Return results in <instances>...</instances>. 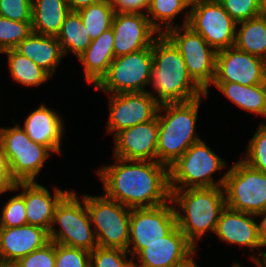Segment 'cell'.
Listing matches in <instances>:
<instances>
[{"label":"cell","instance_id":"6da1fadb","mask_svg":"<svg viewBox=\"0 0 266 267\" xmlns=\"http://www.w3.org/2000/svg\"><path fill=\"white\" fill-rule=\"evenodd\" d=\"M114 160V164L97 170L108 198L131 209L170 201L169 167L157 161Z\"/></svg>","mask_w":266,"mask_h":267},{"label":"cell","instance_id":"7a4b0ae2","mask_svg":"<svg viewBox=\"0 0 266 267\" xmlns=\"http://www.w3.org/2000/svg\"><path fill=\"white\" fill-rule=\"evenodd\" d=\"M153 67L149 84L155 92H148L161 104L189 102L205 92L189 76L184 58L175 45L160 34L152 44ZM153 93H157L155 96Z\"/></svg>","mask_w":266,"mask_h":267},{"label":"cell","instance_id":"3957f363","mask_svg":"<svg viewBox=\"0 0 266 267\" xmlns=\"http://www.w3.org/2000/svg\"><path fill=\"white\" fill-rule=\"evenodd\" d=\"M170 201L177 226L195 248L205 233H215L220 215L226 208L223 187L171 189Z\"/></svg>","mask_w":266,"mask_h":267},{"label":"cell","instance_id":"277c9868","mask_svg":"<svg viewBox=\"0 0 266 267\" xmlns=\"http://www.w3.org/2000/svg\"><path fill=\"white\" fill-rule=\"evenodd\" d=\"M201 98L159 106L158 163L170 167L191 145L201 140L195 132ZM161 111H164V114Z\"/></svg>","mask_w":266,"mask_h":267},{"label":"cell","instance_id":"5b68a950","mask_svg":"<svg viewBox=\"0 0 266 267\" xmlns=\"http://www.w3.org/2000/svg\"><path fill=\"white\" fill-rule=\"evenodd\" d=\"M225 163L201 139L169 167L170 189L223 187L227 172L218 181L212 174L225 168Z\"/></svg>","mask_w":266,"mask_h":267},{"label":"cell","instance_id":"8992f818","mask_svg":"<svg viewBox=\"0 0 266 267\" xmlns=\"http://www.w3.org/2000/svg\"><path fill=\"white\" fill-rule=\"evenodd\" d=\"M76 192L70 191L56 206L53 222L48 232L49 240L64 246L80 248L92 252L98 243L86 208ZM81 202V203H80ZM59 226L55 230L54 225Z\"/></svg>","mask_w":266,"mask_h":267},{"label":"cell","instance_id":"52a82bcc","mask_svg":"<svg viewBox=\"0 0 266 267\" xmlns=\"http://www.w3.org/2000/svg\"><path fill=\"white\" fill-rule=\"evenodd\" d=\"M98 247L127 250L130 235L131 208L106 195L83 194Z\"/></svg>","mask_w":266,"mask_h":267},{"label":"cell","instance_id":"ba28073f","mask_svg":"<svg viewBox=\"0 0 266 267\" xmlns=\"http://www.w3.org/2000/svg\"><path fill=\"white\" fill-rule=\"evenodd\" d=\"M223 188L226 206L232 210L255 215L266 209V173L242 159L227 171Z\"/></svg>","mask_w":266,"mask_h":267},{"label":"cell","instance_id":"9c48e42d","mask_svg":"<svg viewBox=\"0 0 266 267\" xmlns=\"http://www.w3.org/2000/svg\"><path fill=\"white\" fill-rule=\"evenodd\" d=\"M0 143L17 182L36 181L44 162L53 153L47 146L33 142L17 123L11 128L0 127Z\"/></svg>","mask_w":266,"mask_h":267},{"label":"cell","instance_id":"30bf717a","mask_svg":"<svg viewBox=\"0 0 266 267\" xmlns=\"http://www.w3.org/2000/svg\"><path fill=\"white\" fill-rule=\"evenodd\" d=\"M164 35L184 58L189 76L208 95L215 76L217 51L187 25L171 28Z\"/></svg>","mask_w":266,"mask_h":267},{"label":"cell","instance_id":"8fae6325","mask_svg":"<svg viewBox=\"0 0 266 267\" xmlns=\"http://www.w3.org/2000/svg\"><path fill=\"white\" fill-rule=\"evenodd\" d=\"M153 67L152 46L116 57L107 73L94 86L106 94L146 92Z\"/></svg>","mask_w":266,"mask_h":267},{"label":"cell","instance_id":"7c38bea8","mask_svg":"<svg viewBox=\"0 0 266 267\" xmlns=\"http://www.w3.org/2000/svg\"><path fill=\"white\" fill-rule=\"evenodd\" d=\"M189 8L182 26L200 34L216 51L234 46L237 23L218 0L197 2Z\"/></svg>","mask_w":266,"mask_h":267},{"label":"cell","instance_id":"4fadbf2b","mask_svg":"<svg viewBox=\"0 0 266 267\" xmlns=\"http://www.w3.org/2000/svg\"><path fill=\"white\" fill-rule=\"evenodd\" d=\"M176 225L171 201L154 207L132 208L127 249L130 257L135 258L146 244L162 240Z\"/></svg>","mask_w":266,"mask_h":267},{"label":"cell","instance_id":"5bb4252c","mask_svg":"<svg viewBox=\"0 0 266 267\" xmlns=\"http://www.w3.org/2000/svg\"><path fill=\"white\" fill-rule=\"evenodd\" d=\"M212 83L251 86L266 83V60L235 46L217 51Z\"/></svg>","mask_w":266,"mask_h":267},{"label":"cell","instance_id":"9a60e30c","mask_svg":"<svg viewBox=\"0 0 266 267\" xmlns=\"http://www.w3.org/2000/svg\"><path fill=\"white\" fill-rule=\"evenodd\" d=\"M107 132L114 136L121 130L153 120L160 104L148 92L117 93L109 95Z\"/></svg>","mask_w":266,"mask_h":267},{"label":"cell","instance_id":"2e32d148","mask_svg":"<svg viewBox=\"0 0 266 267\" xmlns=\"http://www.w3.org/2000/svg\"><path fill=\"white\" fill-rule=\"evenodd\" d=\"M112 30L115 58L151 47L160 33L146 14L115 13Z\"/></svg>","mask_w":266,"mask_h":267},{"label":"cell","instance_id":"e0dca14e","mask_svg":"<svg viewBox=\"0 0 266 267\" xmlns=\"http://www.w3.org/2000/svg\"><path fill=\"white\" fill-rule=\"evenodd\" d=\"M195 252L196 248L176 225L162 240L146 244L135 257L144 267H180Z\"/></svg>","mask_w":266,"mask_h":267},{"label":"cell","instance_id":"ac0fdd59","mask_svg":"<svg viewBox=\"0 0 266 267\" xmlns=\"http://www.w3.org/2000/svg\"><path fill=\"white\" fill-rule=\"evenodd\" d=\"M158 117L121 130L114 136V154L125 160L157 161Z\"/></svg>","mask_w":266,"mask_h":267},{"label":"cell","instance_id":"d6986e66","mask_svg":"<svg viewBox=\"0 0 266 267\" xmlns=\"http://www.w3.org/2000/svg\"><path fill=\"white\" fill-rule=\"evenodd\" d=\"M21 188V195L24 197L27 224L38 226L49 232L56 206L70 192L64 191L55 186L54 194L51 196L49 190L33 182H17L14 191Z\"/></svg>","mask_w":266,"mask_h":267},{"label":"cell","instance_id":"ffe728a7","mask_svg":"<svg viewBox=\"0 0 266 267\" xmlns=\"http://www.w3.org/2000/svg\"><path fill=\"white\" fill-rule=\"evenodd\" d=\"M49 241L48 232L38 226L0 227V258L8 265H14Z\"/></svg>","mask_w":266,"mask_h":267},{"label":"cell","instance_id":"44dd1931","mask_svg":"<svg viewBox=\"0 0 266 267\" xmlns=\"http://www.w3.org/2000/svg\"><path fill=\"white\" fill-rule=\"evenodd\" d=\"M254 214L235 211L226 206L217 223L215 236L230 245L247 247L248 250L263 248Z\"/></svg>","mask_w":266,"mask_h":267},{"label":"cell","instance_id":"7402d4cb","mask_svg":"<svg viewBox=\"0 0 266 267\" xmlns=\"http://www.w3.org/2000/svg\"><path fill=\"white\" fill-rule=\"evenodd\" d=\"M63 124L57 111L41 104L28 114L22 128L33 142L47 146L53 153L60 154L65 130Z\"/></svg>","mask_w":266,"mask_h":267},{"label":"cell","instance_id":"603a6c76","mask_svg":"<svg viewBox=\"0 0 266 267\" xmlns=\"http://www.w3.org/2000/svg\"><path fill=\"white\" fill-rule=\"evenodd\" d=\"M78 59L84 67L82 76L88 83L95 86L107 73L110 64L115 59L112 28L93 39Z\"/></svg>","mask_w":266,"mask_h":267},{"label":"cell","instance_id":"cb8c5ba5","mask_svg":"<svg viewBox=\"0 0 266 267\" xmlns=\"http://www.w3.org/2000/svg\"><path fill=\"white\" fill-rule=\"evenodd\" d=\"M15 50L28 57L51 77L65 56L62 45L54 36L31 33Z\"/></svg>","mask_w":266,"mask_h":267},{"label":"cell","instance_id":"d4e9b609","mask_svg":"<svg viewBox=\"0 0 266 267\" xmlns=\"http://www.w3.org/2000/svg\"><path fill=\"white\" fill-rule=\"evenodd\" d=\"M70 11L66 0H32V31L56 37Z\"/></svg>","mask_w":266,"mask_h":267},{"label":"cell","instance_id":"484cf974","mask_svg":"<svg viewBox=\"0 0 266 267\" xmlns=\"http://www.w3.org/2000/svg\"><path fill=\"white\" fill-rule=\"evenodd\" d=\"M242 110L266 118V83L244 86L238 83H212Z\"/></svg>","mask_w":266,"mask_h":267},{"label":"cell","instance_id":"4316f807","mask_svg":"<svg viewBox=\"0 0 266 267\" xmlns=\"http://www.w3.org/2000/svg\"><path fill=\"white\" fill-rule=\"evenodd\" d=\"M234 46L266 60V16L237 23Z\"/></svg>","mask_w":266,"mask_h":267},{"label":"cell","instance_id":"83f0119b","mask_svg":"<svg viewBox=\"0 0 266 267\" xmlns=\"http://www.w3.org/2000/svg\"><path fill=\"white\" fill-rule=\"evenodd\" d=\"M86 30L79 13L70 11L56 36L65 56L70 52L78 58L90 46L92 40Z\"/></svg>","mask_w":266,"mask_h":267},{"label":"cell","instance_id":"f1b7e54d","mask_svg":"<svg viewBox=\"0 0 266 267\" xmlns=\"http://www.w3.org/2000/svg\"><path fill=\"white\" fill-rule=\"evenodd\" d=\"M1 54H6L8 57V67L13 80L23 86H40L51 78L41 67L15 49Z\"/></svg>","mask_w":266,"mask_h":267},{"label":"cell","instance_id":"f546056e","mask_svg":"<svg viewBox=\"0 0 266 267\" xmlns=\"http://www.w3.org/2000/svg\"><path fill=\"white\" fill-rule=\"evenodd\" d=\"M188 7L190 4L186 0H151L146 16L151 25L160 34H164L167 30L178 26L174 23L175 18L183 10H188Z\"/></svg>","mask_w":266,"mask_h":267},{"label":"cell","instance_id":"4dcf8cb0","mask_svg":"<svg viewBox=\"0 0 266 267\" xmlns=\"http://www.w3.org/2000/svg\"><path fill=\"white\" fill-rule=\"evenodd\" d=\"M82 18L91 40L98 38L103 32L112 28L115 10L110 0L84 7L77 11Z\"/></svg>","mask_w":266,"mask_h":267},{"label":"cell","instance_id":"1f68e13d","mask_svg":"<svg viewBox=\"0 0 266 267\" xmlns=\"http://www.w3.org/2000/svg\"><path fill=\"white\" fill-rule=\"evenodd\" d=\"M32 22L13 21L0 16V53L15 49L32 31Z\"/></svg>","mask_w":266,"mask_h":267},{"label":"cell","instance_id":"d6a6232c","mask_svg":"<svg viewBox=\"0 0 266 267\" xmlns=\"http://www.w3.org/2000/svg\"><path fill=\"white\" fill-rule=\"evenodd\" d=\"M247 146L245 158L242 160L249 166L266 173V125L264 123H259Z\"/></svg>","mask_w":266,"mask_h":267},{"label":"cell","instance_id":"836d02e7","mask_svg":"<svg viewBox=\"0 0 266 267\" xmlns=\"http://www.w3.org/2000/svg\"><path fill=\"white\" fill-rule=\"evenodd\" d=\"M128 253L120 248L96 247L90 252L91 267H127L133 259L127 257Z\"/></svg>","mask_w":266,"mask_h":267},{"label":"cell","instance_id":"e575fe53","mask_svg":"<svg viewBox=\"0 0 266 267\" xmlns=\"http://www.w3.org/2000/svg\"><path fill=\"white\" fill-rule=\"evenodd\" d=\"M55 267H91L90 252L55 243Z\"/></svg>","mask_w":266,"mask_h":267},{"label":"cell","instance_id":"d590c367","mask_svg":"<svg viewBox=\"0 0 266 267\" xmlns=\"http://www.w3.org/2000/svg\"><path fill=\"white\" fill-rule=\"evenodd\" d=\"M0 213V227H19L27 224L24 197L20 193L12 195Z\"/></svg>","mask_w":266,"mask_h":267},{"label":"cell","instance_id":"8d00e7d4","mask_svg":"<svg viewBox=\"0 0 266 267\" xmlns=\"http://www.w3.org/2000/svg\"><path fill=\"white\" fill-rule=\"evenodd\" d=\"M236 23L261 15L259 0H218Z\"/></svg>","mask_w":266,"mask_h":267},{"label":"cell","instance_id":"74e56055","mask_svg":"<svg viewBox=\"0 0 266 267\" xmlns=\"http://www.w3.org/2000/svg\"><path fill=\"white\" fill-rule=\"evenodd\" d=\"M15 267H55V242L49 241L42 248L36 249L21 258Z\"/></svg>","mask_w":266,"mask_h":267},{"label":"cell","instance_id":"f35d334b","mask_svg":"<svg viewBox=\"0 0 266 267\" xmlns=\"http://www.w3.org/2000/svg\"><path fill=\"white\" fill-rule=\"evenodd\" d=\"M0 16L19 22H32V0H0Z\"/></svg>","mask_w":266,"mask_h":267},{"label":"cell","instance_id":"ab89813d","mask_svg":"<svg viewBox=\"0 0 266 267\" xmlns=\"http://www.w3.org/2000/svg\"><path fill=\"white\" fill-rule=\"evenodd\" d=\"M151 0H110L116 13L146 14Z\"/></svg>","mask_w":266,"mask_h":267},{"label":"cell","instance_id":"60d3db41","mask_svg":"<svg viewBox=\"0 0 266 267\" xmlns=\"http://www.w3.org/2000/svg\"><path fill=\"white\" fill-rule=\"evenodd\" d=\"M16 183L17 181L12 174H0V195L8 191H13Z\"/></svg>","mask_w":266,"mask_h":267},{"label":"cell","instance_id":"b9f144b4","mask_svg":"<svg viewBox=\"0 0 266 267\" xmlns=\"http://www.w3.org/2000/svg\"><path fill=\"white\" fill-rule=\"evenodd\" d=\"M255 217H261L260 223L257 222L258 235L262 245L266 246V209L255 214Z\"/></svg>","mask_w":266,"mask_h":267},{"label":"cell","instance_id":"7bdbcfd3","mask_svg":"<svg viewBox=\"0 0 266 267\" xmlns=\"http://www.w3.org/2000/svg\"><path fill=\"white\" fill-rule=\"evenodd\" d=\"M102 0H66L71 11H78L84 7L97 4Z\"/></svg>","mask_w":266,"mask_h":267},{"label":"cell","instance_id":"ee69618b","mask_svg":"<svg viewBox=\"0 0 266 267\" xmlns=\"http://www.w3.org/2000/svg\"><path fill=\"white\" fill-rule=\"evenodd\" d=\"M0 174H12L8 157L0 143Z\"/></svg>","mask_w":266,"mask_h":267},{"label":"cell","instance_id":"f6af8a7d","mask_svg":"<svg viewBox=\"0 0 266 267\" xmlns=\"http://www.w3.org/2000/svg\"><path fill=\"white\" fill-rule=\"evenodd\" d=\"M257 254H259V257H256L255 255L251 256V260L256 264V263H263L266 266V252L265 251H261V252H257ZM260 257L262 259H260Z\"/></svg>","mask_w":266,"mask_h":267},{"label":"cell","instance_id":"bcb514c9","mask_svg":"<svg viewBox=\"0 0 266 267\" xmlns=\"http://www.w3.org/2000/svg\"><path fill=\"white\" fill-rule=\"evenodd\" d=\"M259 10L261 16H266V0H259Z\"/></svg>","mask_w":266,"mask_h":267},{"label":"cell","instance_id":"7dc6e473","mask_svg":"<svg viewBox=\"0 0 266 267\" xmlns=\"http://www.w3.org/2000/svg\"><path fill=\"white\" fill-rule=\"evenodd\" d=\"M195 256H193L187 263L184 265H181L180 267H198L197 264L195 263Z\"/></svg>","mask_w":266,"mask_h":267},{"label":"cell","instance_id":"c3c4849f","mask_svg":"<svg viewBox=\"0 0 266 267\" xmlns=\"http://www.w3.org/2000/svg\"><path fill=\"white\" fill-rule=\"evenodd\" d=\"M127 267H144L142 264L135 262V258H133L129 263Z\"/></svg>","mask_w":266,"mask_h":267},{"label":"cell","instance_id":"681fc988","mask_svg":"<svg viewBox=\"0 0 266 267\" xmlns=\"http://www.w3.org/2000/svg\"><path fill=\"white\" fill-rule=\"evenodd\" d=\"M190 5L197 3V2H204V1H212V0H186Z\"/></svg>","mask_w":266,"mask_h":267},{"label":"cell","instance_id":"f907efd6","mask_svg":"<svg viewBox=\"0 0 266 267\" xmlns=\"http://www.w3.org/2000/svg\"><path fill=\"white\" fill-rule=\"evenodd\" d=\"M8 264L5 263L1 258H0V267H7Z\"/></svg>","mask_w":266,"mask_h":267},{"label":"cell","instance_id":"816d5d0a","mask_svg":"<svg viewBox=\"0 0 266 267\" xmlns=\"http://www.w3.org/2000/svg\"><path fill=\"white\" fill-rule=\"evenodd\" d=\"M231 267H243V265H241L240 263H235V264H233Z\"/></svg>","mask_w":266,"mask_h":267},{"label":"cell","instance_id":"f5cc1de1","mask_svg":"<svg viewBox=\"0 0 266 267\" xmlns=\"http://www.w3.org/2000/svg\"><path fill=\"white\" fill-rule=\"evenodd\" d=\"M255 265L258 266V267H266L262 262L261 263H256Z\"/></svg>","mask_w":266,"mask_h":267}]
</instances>
